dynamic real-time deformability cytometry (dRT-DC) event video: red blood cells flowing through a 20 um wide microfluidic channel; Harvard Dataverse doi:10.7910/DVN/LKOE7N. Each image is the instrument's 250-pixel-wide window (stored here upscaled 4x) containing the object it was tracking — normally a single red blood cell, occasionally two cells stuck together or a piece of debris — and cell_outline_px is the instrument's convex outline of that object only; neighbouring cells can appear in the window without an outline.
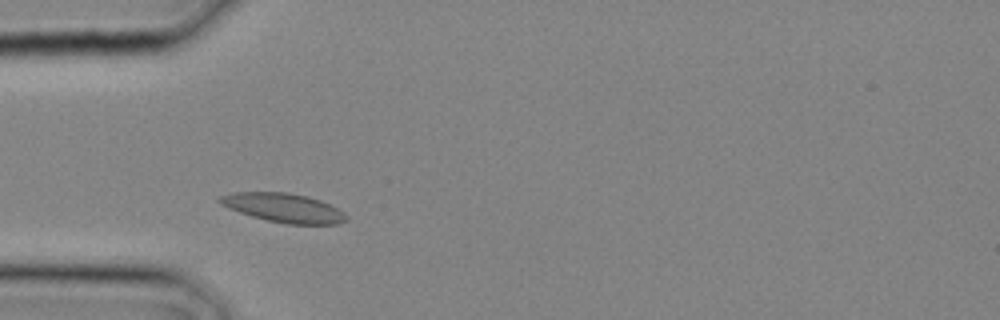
{"species": "common noctule bat (a hibernating species)", "species_latin": "Nyctalus noctula", "temperature_condition": "cold", "stored_images_in_passage": 14, "camera_frame_rate_fps": 3000, "um_per_image_px": 0.085, "animal": {"sex": "male", "body_mass_g": 20.4}, "frame": {"image": 1, "passage_image": 3, "time_ms": 0.667, "image_size_px": [1000, 320], "cell_outline_px": [[348, 220], [340, 224], [288, 224], [268, 220], [252, 216], [228, 208], [220, 204], [216, 200], [220, 196], [236, 192], [288, 192], [308, 196], [320, 200], [344, 212], [348, 216]], "centroid_in_image_um": [24.12, 17.66], "position_along_channel_um": 60.9, "area_um2": 21.39}}
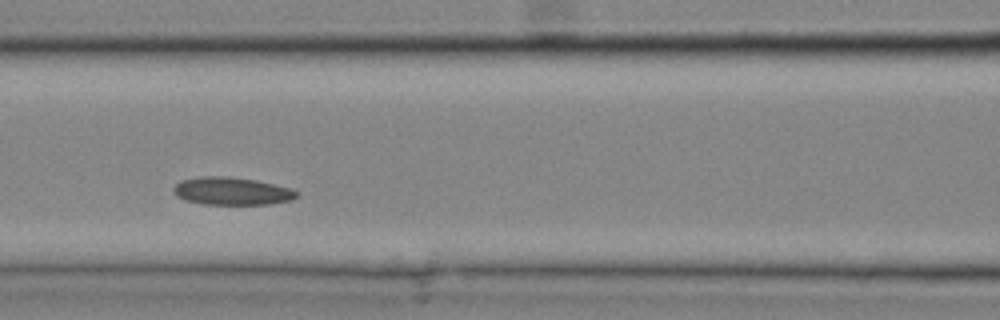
{"frame": {"image": 2, "passage_image": 7, "time_ms": 2.0, "image_size_px": [1000, 320], "cell_outline_px": [[300, 196], [292, 200], [268, 204], [204, 204], [184, 200], [176, 196], [172, 192], [172, 188], [180, 180], [200, 176], [228, 176], [256, 180], [292, 188], [300, 192]], "centroid_in_image_um": [19.71, 16.24], "position_along_channel_um": 146.9, "area_um2": 20.23}}
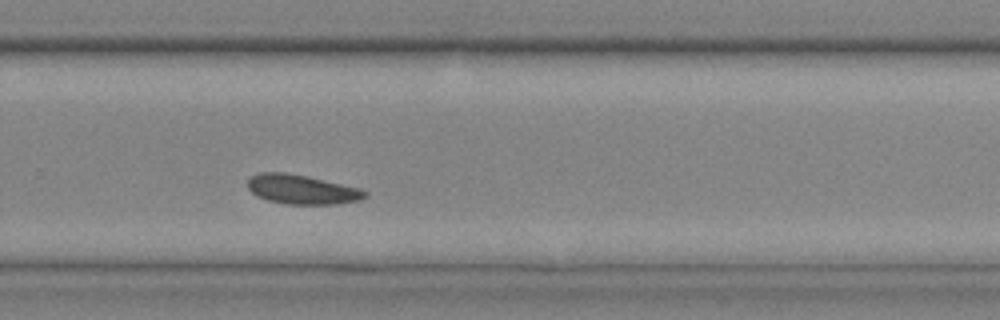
{"frame": {"image": 3, "passage_image": 14, "time_ms": 4.333, "image_size_px": [1000, 320], "cell_outline_px": [[368, 196], [360, 200], [336, 204], [288, 204], [268, 200], [256, 196], [248, 188], [248, 180], [252, 176], [260, 172], [284, 172], [308, 176], [360, 188], [368, 192]], "centroid_in_image_um": [25.68, 16.1], "position_along_channel_um": 304.1, "area_um2": 20.11}}